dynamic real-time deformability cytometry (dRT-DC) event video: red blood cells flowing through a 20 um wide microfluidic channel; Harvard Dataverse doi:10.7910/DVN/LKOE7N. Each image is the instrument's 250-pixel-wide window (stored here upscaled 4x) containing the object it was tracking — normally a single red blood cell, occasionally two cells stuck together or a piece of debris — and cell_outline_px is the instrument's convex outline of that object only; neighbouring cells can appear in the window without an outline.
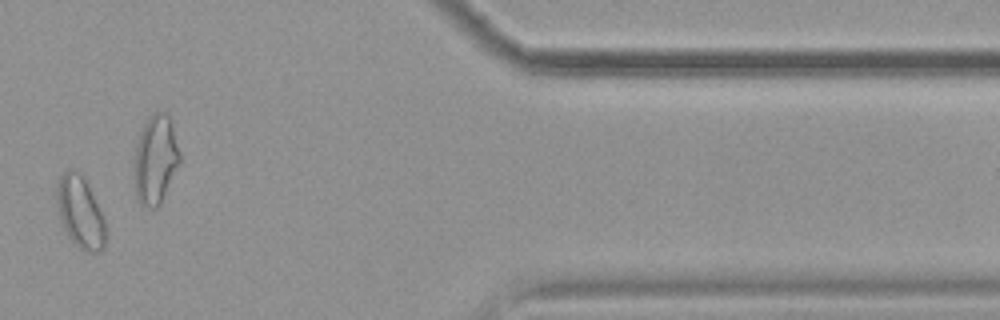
{"species": "common noctule bat (a hibernating species)", "species_latin": "Nyctalus noctula", "temperature_condition": "cold", "stored_images_in_passage": 15, "camera_frame_rate_fps": 3000, "um_per_image_px": 0.085, "animal": {"sex": "female", "body_mass_g": 19.9}, "frame": {"image": 1, "passage_image": 13, "time_ms": 16.0, "image_size_px": [1000, 320], "cell_outline_px": [[104, 248], [100, 252], [84, 252], [68, 236], [60, 220], [56, 200], [56, 188], [60, 176], [68, 168], [76, 168], [84, 180], [104, 216]], "centroid_in_image_um": [6.79, 18.03], "position_along_channel_um": 404.6, "area_um2": 20.23}, "authors_computed_cell_mechanics": {"area_um2": 15.8372, "velocity_mm_per_s": 3.5297, "shape_relaxation_time_tau1_ms": null, "shape_relaxation_time_tau2_ms": 3.9752, "deformation_change_tau1": null, "deformation_change_tau2": 0.071}}